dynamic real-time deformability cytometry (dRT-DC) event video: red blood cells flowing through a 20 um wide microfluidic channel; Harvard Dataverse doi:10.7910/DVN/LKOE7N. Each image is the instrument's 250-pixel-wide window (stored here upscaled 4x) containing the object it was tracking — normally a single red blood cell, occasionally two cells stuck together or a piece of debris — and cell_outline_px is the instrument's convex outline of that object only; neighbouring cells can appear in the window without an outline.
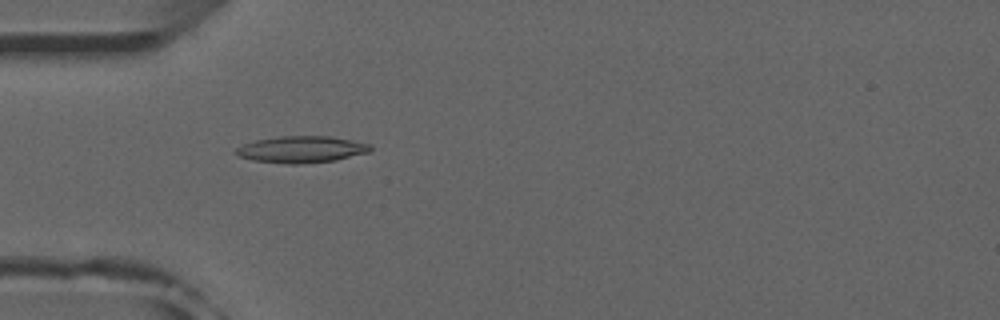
{"species": "common noctule bat (a hibernating species)", "species_latin": "Nyctalus noctula", "temperature_condition": "room temperature", "stored_images_in_passage": 52, "camera_frame_rate_fps": 3000, "um_per_image_px": 0.085, "animal": {"sex": "male", "forearm_length_mm": 52.5}, "frame": {"image": 1, "passage_image": 16, "time_ms": 5.0, "image_size_px": [1000, 320], "cell_outline_px": [[372, 148], [368, 152], [336, 160], [296, 164], [288, 164], [252, 160], [236, 156], [232, 152], [236, 148], [244, 144], [256, 140], [280, 136], [328, 136], [352, 140], [372, 144]], "centroid_in_image_um": [25.59, 12.7], "position_along_channel_um": 59.4, "area_um2": 20.92}}
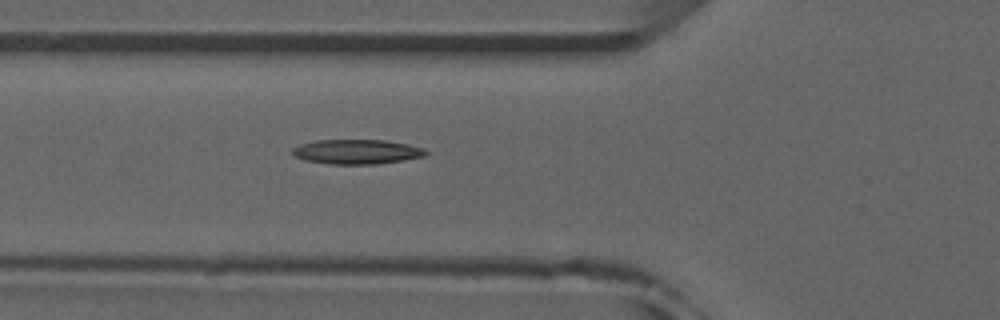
{"frame": {"image": 2, "passage_image": 19, "time_ms": 6.0, "image_size_px": [1000, 320], "cell_outline_px": [[428, 152], [424, 156], [404, 160], [380, 164], [332, 164], [304, 160], [296, 156], [292, 152], [292, 148], [300, 144], [316, 140], [384, 140], [408, 144], [424, 148]], "centroid_in_image_um": [30.34, 12.9], "position_along_channel_um": 95.5, "area_um2": 19.13}}
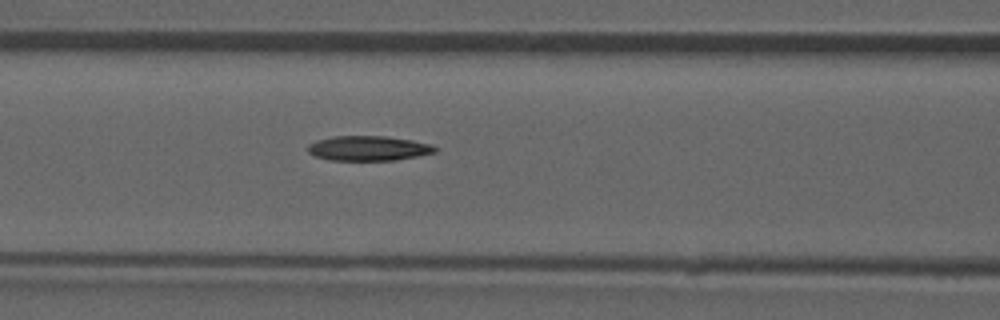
{"frame": {"image": 3, "passage_image": 22, "time_ms": 7.0, "image_size_px": [1000, 320], "cell_outline_px": [[436, 152], [396, 160], [328, 160], [316, 156], [308, 152], [308, 144], [316, 140], [332, 136], [384, 136], [412, 140], [432, 144], [436, 148]], "centroid_in_image_um": [31.29, 12.6], "position_along_channel_um": 135.3, "area_um2": 18.38}, "authors_computed_cell_mechanics": {"area_um2": 18.785, "velocity_mm_per_s": 3.9354, "shape_relaxation_time_tau1_ms": 7.5247, "shape_relaxation_time_tau2_ms": null, "deformation_change_tau1": 0.1678, "deformation_change_tau2": null}}